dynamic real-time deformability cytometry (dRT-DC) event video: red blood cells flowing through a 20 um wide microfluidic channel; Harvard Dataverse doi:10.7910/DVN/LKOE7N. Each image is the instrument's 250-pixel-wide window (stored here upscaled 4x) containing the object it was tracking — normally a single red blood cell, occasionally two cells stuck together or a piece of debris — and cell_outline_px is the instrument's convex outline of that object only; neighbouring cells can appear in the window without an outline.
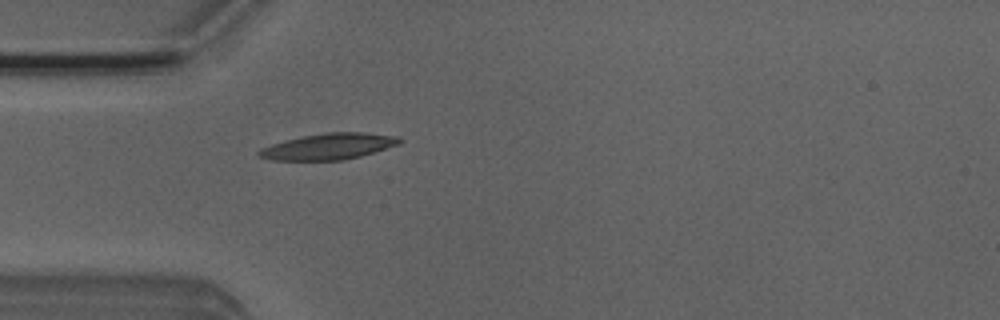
{"species": "Egyptian fruit bat (a non-hibernating species)", "species_latin": "Rousettus aegyptiacus", "temperature_condition": "room temperature", "stored_images_in_passage": 37, "camera_frame_rate_fps": 3000, "um_per_image_px": 0.085, "animal": {"sex": "male"}, "frame": {"image": 1, "passage_image": 1, "time_ms": 0.0, "image_size_px": [1000, 320], "cell_outline_px": [[404, 140], [400, 144], [360, 156], [340, 160], [272, 160], [256, 156], [256, 152], [260, 148], [284, 140], [300, 136], [328, 132], [364, 132], [400, 136]], "centroid_in_image_um": [27.93, 12.44], "position_along_channel_um": 57.1, "area_um2": 21.62}}
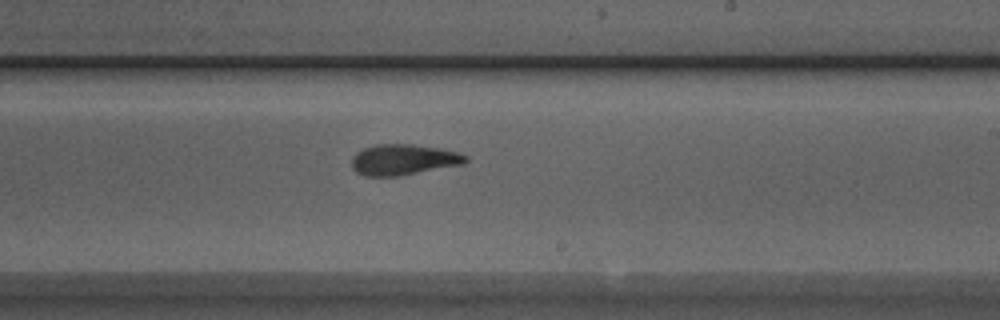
{"frame": {"image": 2, "passage_image": 16, "time_ms": 5.0, "image_size_px": [1000, 320], "cell_outline_px": [[468, 160], [464, 164], [400, 176], [364, 176], [356, 172], [352, 168], [352, 156], [356, 152], [364, 148], [376, 144], [412, 144], [440, 148], [460, 152], [468, 156]], "centroid_in_image_um": [34.31, 13.57], "position_along_channel_um": 254.7, "area_um2": 20.69}}
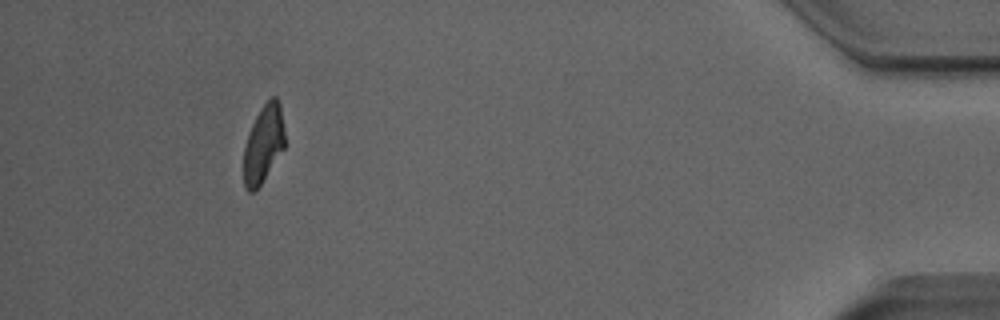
{"frame": {"image": 3, "passage_image": 33, "time_ms": 10.667, "image_size_px": [1000, 320], "cell_outline_px": [[284, 148], [260, 184], [252, 192], [248, 192], [244, 188], [244, 148], [248, 132], [260, 108], [272, 96], [276, 96], [280, 104], [284, 128]], "centroid_in_image_um": [22.38, 12.21], "position_along_channel_um": 412.8, "area_um2": 18.38}, "authors_computed_cell_mechanics": {"area_um2": 20.4612, "velocity_mm_per_s": 4.0177, "shape_relaxation_time_tau1_ms": 5.4097, "shape_relaxation_time_tau2_ms": 2.2573, "deformation_change_tau1": 0.2085, "deformation_change_tau2": 0.0958}}